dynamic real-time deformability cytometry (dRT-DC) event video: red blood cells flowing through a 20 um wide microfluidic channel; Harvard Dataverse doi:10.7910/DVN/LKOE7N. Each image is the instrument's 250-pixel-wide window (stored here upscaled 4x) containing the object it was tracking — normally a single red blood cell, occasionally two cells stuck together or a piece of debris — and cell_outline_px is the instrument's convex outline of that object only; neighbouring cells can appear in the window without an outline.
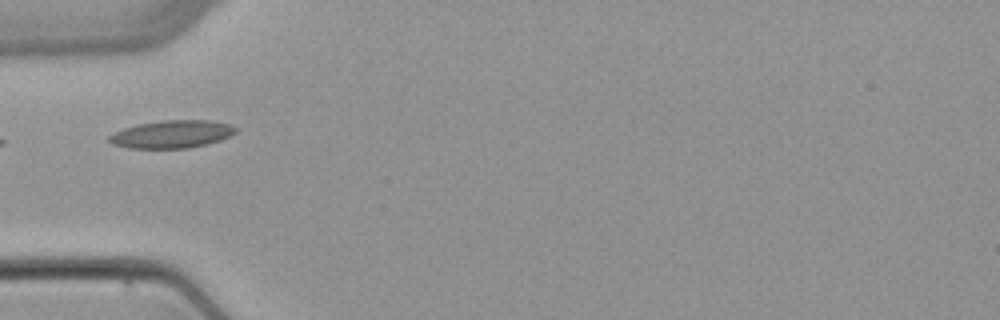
{"species": "common noctule bat (a hibernating species)", "species_latin": "Nyctalus noctula", "temperature_condition": "warm", "stored_images_in_passage": 2, "camera_frame_rate_fps": 3000, "um_per_image_px": 0.085, "animal": {"sex": "female", "body_mass_g": 22.7, "forearm_length_mm": 54.2}, "frame": {"image": 1, "passage_image": 2, "time_ms": 1.333, "image_size_px": [1000, 320], "cell_outline_px": [[236, 132], [220, 140], [208, 144], [188, 148], [128, 148], [112, 144], [108, 140], [108, 136], [124, 128], [140, 124], [164, 120], [212, 120], [228, 124], [236, 128]], "centroid_in_image_um": [14.61, 11.41], "position_along_channel_um": 70.4, "area_um2": 20.29}}